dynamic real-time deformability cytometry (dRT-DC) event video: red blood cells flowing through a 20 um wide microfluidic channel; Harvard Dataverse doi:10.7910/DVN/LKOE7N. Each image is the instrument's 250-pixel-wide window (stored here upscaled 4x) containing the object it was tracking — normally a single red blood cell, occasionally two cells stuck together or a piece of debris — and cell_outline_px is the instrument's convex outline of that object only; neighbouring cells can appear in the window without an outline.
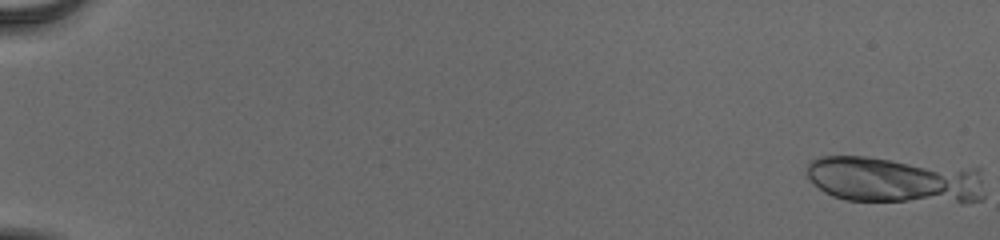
{"species": "human", "species_latin": "Homo sapiens", "temperature_condition": "cold", "stored_images_in_passage": 6, "camera_frame_rate_fps": 3000, "um_per_image_px": 0.085, "donor": {"sex": "male"}, "frame": {"image": 1, "passage_image": 1, "time_ms": 0.0, "image_size_px": [1000, 240], "cell_outline_px": [[984, 196], [980, 200], [848, 200], [832, 196], [824, 192], [808, 176], [808, 164], [812, 160], [820, 156], [868, 156], [980, 168], [984, 192]], "centroid_in_image_um": [76.02, 15.24], "position_along_channel_um": 9.0, "area_um2": 47.63}}